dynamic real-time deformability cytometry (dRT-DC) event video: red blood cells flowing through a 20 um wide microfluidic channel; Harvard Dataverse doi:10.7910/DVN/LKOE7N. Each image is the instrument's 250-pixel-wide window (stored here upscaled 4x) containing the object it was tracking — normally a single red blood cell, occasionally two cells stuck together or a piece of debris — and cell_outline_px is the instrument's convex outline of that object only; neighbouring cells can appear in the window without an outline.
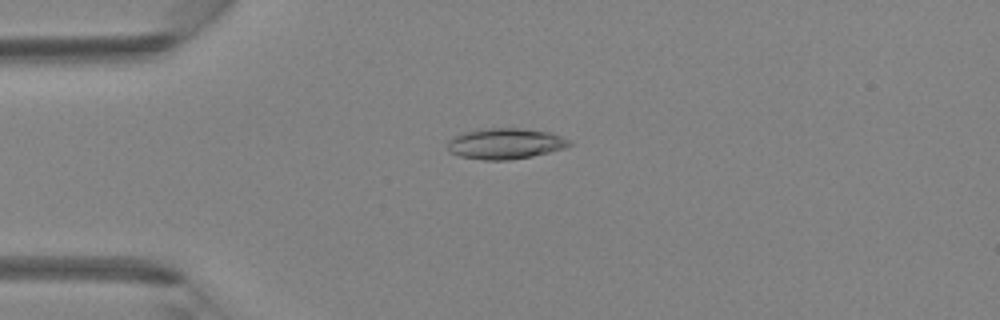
{"species": "Egyptian fruit bat (a non-hibernating species)", "species_latin": "Rousettus aegyptiacus", "temperature_condition": "room temperature", "stored_images_in_passage": 4, "camera_frame_rate_fps": 3000, "um_per_image_px": 0.085, "animal": {"sex": "female"}, "frame": {"image": 1, "passage_image": 4, "time_ms": 1.0, "image_size_px": [1000, 320], "cell_outline_px": [[572, 144], [564, 148], [532, 156], [508, 160], [484, 160], [460, 156], [448, 152], [448, 140], [452, 136], [460, 132], [480, 128], [520, 128], [548, 132], [560, 136], [568, 140]], "centroid_in_image_um": [42.87, 12.2], "position_along_channel_um": 42.1, "area_um2": 21.96}}